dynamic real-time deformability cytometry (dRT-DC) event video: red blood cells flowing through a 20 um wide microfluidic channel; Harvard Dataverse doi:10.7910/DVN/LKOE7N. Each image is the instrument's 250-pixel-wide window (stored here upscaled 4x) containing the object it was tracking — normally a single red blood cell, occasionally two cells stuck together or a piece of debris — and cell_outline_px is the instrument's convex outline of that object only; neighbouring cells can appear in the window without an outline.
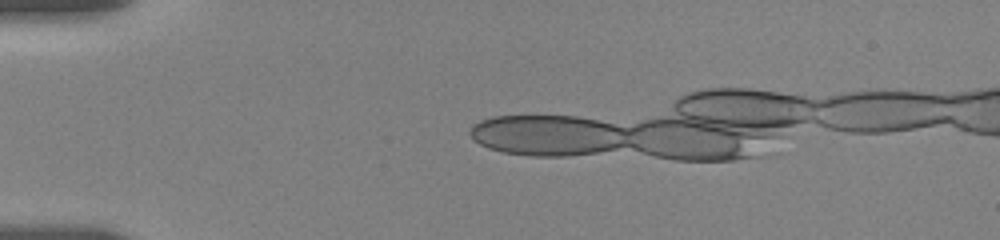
{"species": "human", "species_latin": "Homo sapiens", "temperature_condition": "room temperature", "stored_images_in_passage": 2, "camera_frame_rate_fps": 3000, "um_per_image_px": 0.085, "donor": {"sex": "female"}, "frame": {"image": 1, "passage_image": 2, "time_ms": 0.333, "image_size_px": [1000, 240], "cell_outline_px": [[636, 128], [632, 144], [608, 148], [592, 148], [492, 120], [508, 116], [560, 116], [588, 120]], "centroid_in_image_um": [48.88, 11.07], "position_along_channel_um": 36.1, "area_um2": 19.07}}